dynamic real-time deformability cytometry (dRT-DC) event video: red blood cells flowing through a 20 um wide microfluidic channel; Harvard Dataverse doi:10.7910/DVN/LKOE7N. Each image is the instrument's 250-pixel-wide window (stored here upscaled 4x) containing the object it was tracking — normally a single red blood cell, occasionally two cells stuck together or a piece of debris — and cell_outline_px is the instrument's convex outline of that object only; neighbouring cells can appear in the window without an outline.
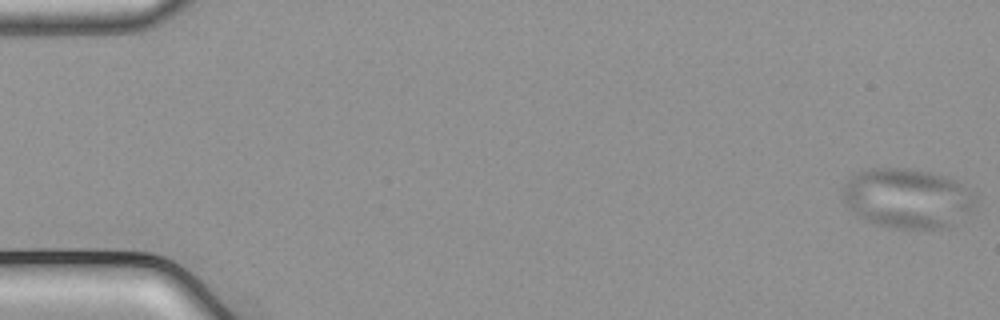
{"species": "common noctule bat (a hibernating species)", "species_latin": "Nyctalus noctula", "temperature_condition": "cold", "stored_images_in_passage": 23, "camera_frame_rate_fps": 3000, "um_per_image_px": 0.085, "animal": {"sex": "male", "body_mass_g": 21.5, "forearm_length_mm": 52.0}, "frame": {"image": 1, "passage_image": 1, "time_ms": 0.0, "image_size_px": [1000, 320], "cell_outline_px": [[976, 208], [948, 228], [896, 228], [876, 224], [860, 216], [848, 208], [844, 204], [844, 184], [856, 172], [872, 168], [908, 168], [948, 176], [956, 180], [976, 196]], "centroid_in_image_um": [77.16, 16.85], "position_along_channel_um": 7.8, "area_um2": 46.24}}